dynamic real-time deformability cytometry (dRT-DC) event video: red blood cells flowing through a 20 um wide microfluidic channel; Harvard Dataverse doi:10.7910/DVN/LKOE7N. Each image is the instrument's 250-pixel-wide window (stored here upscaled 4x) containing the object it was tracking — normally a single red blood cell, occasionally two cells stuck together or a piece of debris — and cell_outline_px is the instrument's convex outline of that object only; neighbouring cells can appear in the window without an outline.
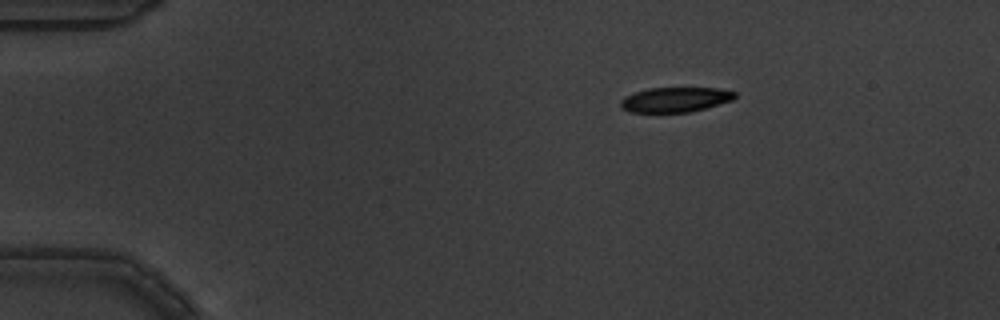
{"species": "common noctule bat (a hibernating species)", "species_latin": "Nyctalus noctula", "temperature_condition": "warm", "stored_images_in_passage": 4, "camera_frame_rate_fps": 3000, "um_per_image_px": 0.085, "animal": {"sex": "male", "body_mass_g": 19.5, "forearm_length_mm": 54.6}, "frame": {"image": 1, "passage_image": 1, "time_ms": 0.0, "image_size_px": [1000, 320], "cell_outline_px": [[736, 96], [732, 100], [704, 108], [688, 112], [632, 112], [620, 108], [620, 100], [624, 96], [648, 88], [720, 88], [736, 92]], "centroid_in_image_um": [57.37, 8.46], "position_along_channel_um": 27.6, "area_um2": 16.47}}
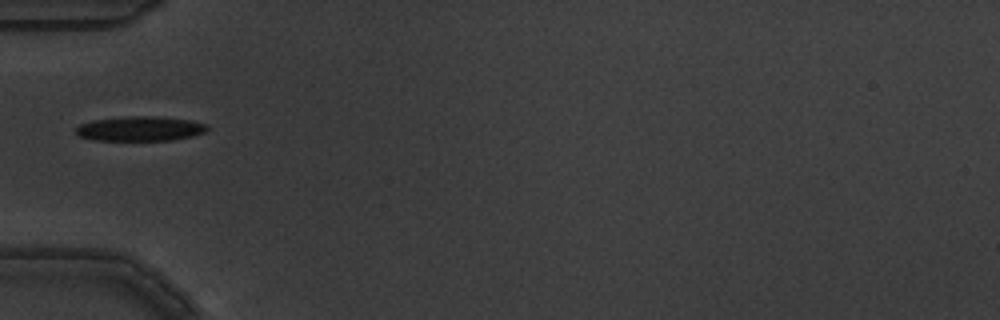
{"frame": {"image": 2, "passage_image": 4, "time_ms": 1.0, "image_size_px": [1000, 320], "cell_outline_px": [[208, 128], [204, 132], [192, 136], [172, 140], [96, 140], [80, 136], [76, 132], [76, 128], [80, 124], [92, 120], [132, 116], [152, 116], [188, 120], [208, 124]], "centroid_in_image_um": [11.91, 10.94], "position_along_channel_um": 73.1, "area_um2": 18.61}}